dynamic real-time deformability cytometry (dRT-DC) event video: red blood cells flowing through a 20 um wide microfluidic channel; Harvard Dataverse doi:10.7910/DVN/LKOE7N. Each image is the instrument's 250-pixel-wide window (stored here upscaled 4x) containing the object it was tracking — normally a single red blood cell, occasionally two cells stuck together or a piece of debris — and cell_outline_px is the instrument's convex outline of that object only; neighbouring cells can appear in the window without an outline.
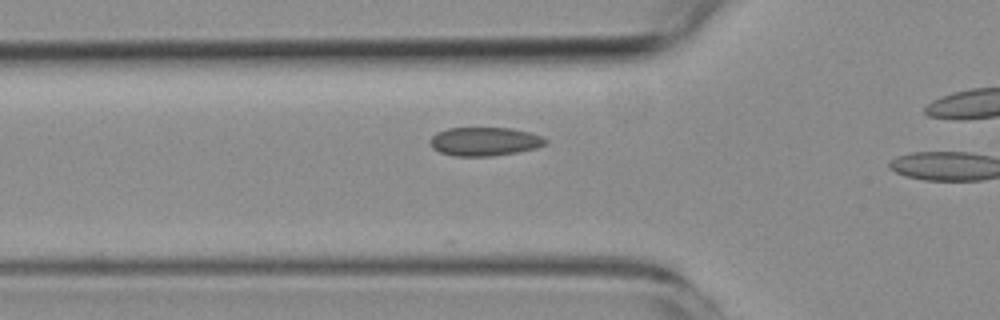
{"species": "common noctule bat (a hibernating species)", "species_latin": "Nyctalus noctula", "temperature_condition": "room temperature", "stored_images_in_passage": 5, "camera_frame_rate_fps": 3000, "um_per_image_px": 0.085, "animal": {"sex": "female", "body_mass_g": 19.3, "forearm_length_mm": 54.1}, "frame": {"image": 1, "passage_image": 4, "time_ms": 3.333, "image_size_px": [1000, 320], "cell_outline_px": [[548, 140], [544, 144], [536, 148], [516, 152], [492, 156], [452, 156], [440, 152], [432, 148], [428, 140], [436, 132], [448, 128], [512, 128], [528, 132], [540, 136]], "centroid_in_image_um": [41.13, 12.03], "position_along_channel_um": 84.7, "area_um2": 19.25}}